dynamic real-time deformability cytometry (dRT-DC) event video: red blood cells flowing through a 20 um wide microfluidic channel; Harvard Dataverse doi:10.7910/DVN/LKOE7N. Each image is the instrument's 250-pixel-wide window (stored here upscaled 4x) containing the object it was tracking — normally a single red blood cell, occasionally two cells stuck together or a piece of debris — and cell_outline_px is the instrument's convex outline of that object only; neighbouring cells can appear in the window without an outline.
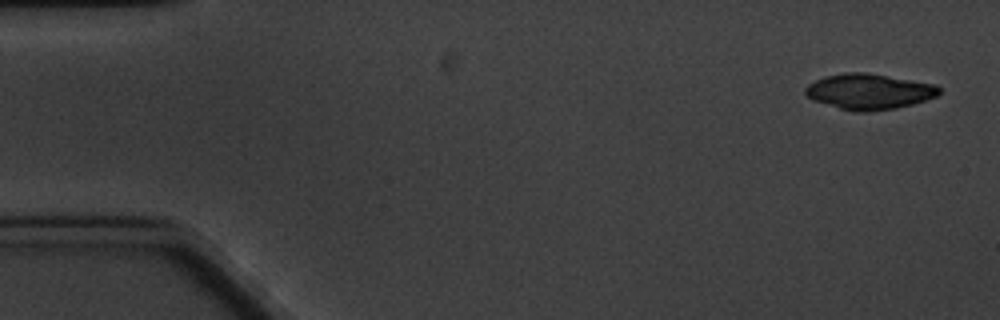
{"species": "common noctule bat (a hibernating species)", "species_latin": "Nyctalus noctula", "temperature_condition": "cold", "stored_images_in_passage": 6, "camera_frame_rate_fps": 3000, "um_per_image_px": 0.085, "animal": {"sex": "male", "body_mass_g": 20.1, "forearm_length_mm": 53.5}, "frame": {"image": 1, "passage_image": 1, "time_ms": 0.0, "image_size_px": [1000, 320], "cell_outline_px": [[940, 92], [936, 96], [912, 104], [896, 108], [864, 112], [856, 112], [840, 108], [812, 100], [804, 92], [804, 88], [808, 84], [824, 76], [844, 72], [868, 72], [936, 84], [940, 88]], "centroid_in_image_um": [73.85, 7.77], "position_along_channel_um": 11.1, "area_um2": 27.8}}
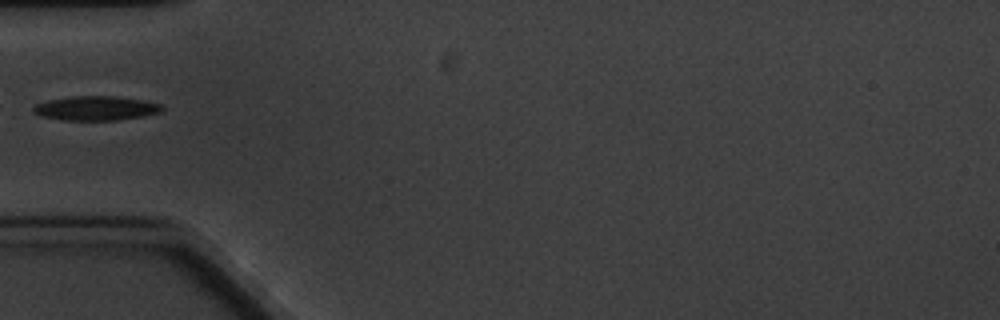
{"frame": {"image": 2, "passage_image": 6, "time_ms": 5.667, "image_size_px": [1000, 320], "cell_outline_px": [[164, 108], [160, 112], [140, 116], [116, 120], [64, 120], [40, 116], [32, 112], [32, 108], [36, 104], [48, 100], [72, 96], [116, 96], [144, 100], [160, 104]], "centroid_in_image_um": [8.11, 9.19], "position_along_channel_um": 76.9, "area_um2": 18.15}}